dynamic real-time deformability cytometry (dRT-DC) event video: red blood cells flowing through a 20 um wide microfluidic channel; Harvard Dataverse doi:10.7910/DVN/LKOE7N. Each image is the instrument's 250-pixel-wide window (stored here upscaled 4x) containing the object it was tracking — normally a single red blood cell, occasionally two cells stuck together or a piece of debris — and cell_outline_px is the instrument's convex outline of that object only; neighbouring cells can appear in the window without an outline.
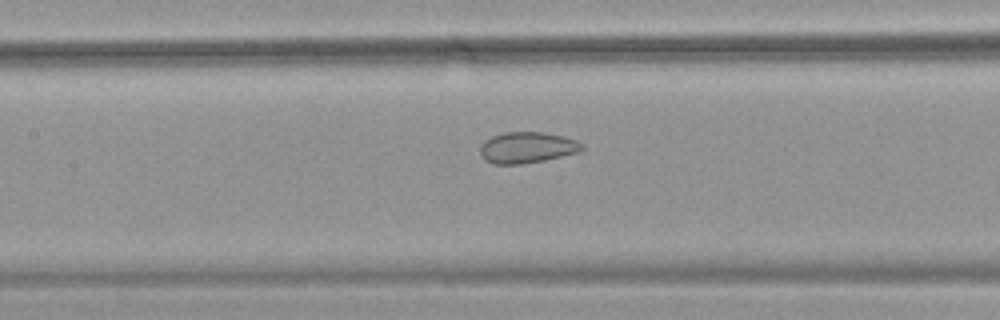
{"species": "common noctule bat (a hibernating species)", "species_latin": "Nyctalus noctula", "temperature_condition": "warm", "stored_images_in_passage": 55, "camera_frame_rate_fps": 3000, "um_per_image_px": 0.085, "animal": {"sex": "female", "body_mass_g": 18.4}, "frame": {"image": 1, "passage_image": 26, "time_ms": 8.333, "image_size_px": [1000, 320], "cell_outline_px": [[584, 148], [580, 152], [544, 160], [520, 164], [492, 164], [484, 160], [480, 156], [480, 144], [484, 140], [492, 136], [504, 132], [544, 132], [564, 136], [576, 140], [584, 144]], "centroid_in_image_um": [44.79, 12.54], "position_along_channel_um": 162.6, "area_um2": 18.73}}
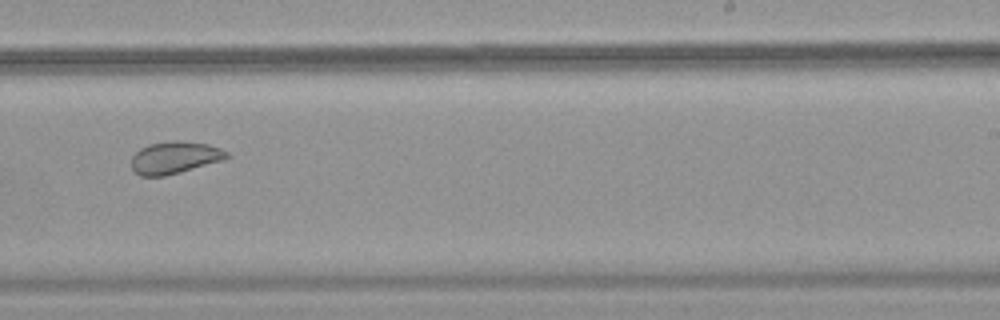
{"frame": {"image": 2, "passage_image": 35, "time_ms": 11.333, "image_size_px": [1000, 320], "cell_outline_px": [[228, 156], [224, 160], [180, 172], [164, 176], [140, 176], [132, 168], [132, 156], [140, 148], [148, 144], [172, 140], [176, 140], [208, 144], [220, 148], [228, 152]], "centroid_in_image_um": [14.84, 13.39], "position_along_channel_um": 274.2, "area_um2": 17.86}}
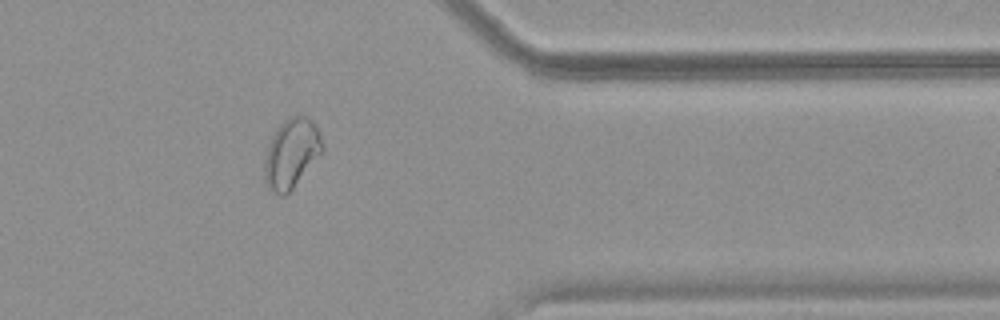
{"frame": {"image": 3, "passage_image": 45, "time_ms": 14.667, "image_size_px": [1000, 320], "cell_outline_px": [[324, 152], [292, 188], [284, 196], [280, 196], [272, 192], [268, 188], [264, 180], [264, 160], [268, 144], [272, 136], [280, 124], [284, 120], [292, 116], [308, 116], [316, 124], [320, 132], [324, 148]], "centroid_in_image_um": [24.78, 13.04], "position_along_channel_um": 386.6, "area_um2": 23.7}, "authors_computed_cell_mechanics": {"area_um2": 24.3916, "velocity_mm_per_s": 3.7365, "shape_relaxation_time_tau1_ms": null, "shape_relaxation_time_tau2_ms": 1.2508, "deformation_change_tau1": null, "deformation_change_tau2": 0.067}}